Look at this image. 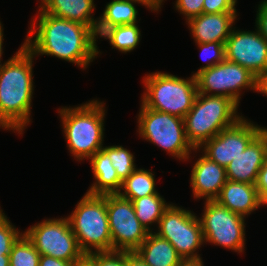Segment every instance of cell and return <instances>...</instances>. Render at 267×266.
Instances as JSON below:
<instances>
[{"mask_svg":"<svg viewBox=\"0 0 267 266\" xmlns=\"http://www.w3.org/2000/svg\"><path fill=\"white\" fill-rule=\"evenodd\" d=\"M155 173L145 168H136L123 182L121 197L133 201L151 194H158Z\"/></svg>","mask_w":267,"mask_h":266,"instance_id":"obj_23","label":"cell"},{"mask_svg":"<svg viewBox=\"0 0 267 266\" xmlns=\"http://www.w3.org/2000/svg\"><path fill=\"white\" fill-rule=\"evenodd\" d=\"M35 15L23 42L35 58L53 56L85 70L102 53L89 26L43 13L39 8Z\"/></svg>","mask_w":267,"mask_h":266,"instance_id":"obj_1","label":"cell"},{"mask_svg":"<svg viewBox=\"0 0 267 266\" xmlns=\"http://www.w3.org/2000/svg\"><path fill=\"white\" fill-rule=\"evenodd\" d=\"M237 0H204L203 13L237 12Z\"/></svg>","mask_w":267,"mask_h":266,"instance_id":"obj_32","label":"cell"},{"mask_svg":"<svg viewBox=\"0 0 267 266\" xmlns=\"http://www.w3.org/2000/svg\"><path fill=\"white\" fill-rule=\"evenodd\" d=\"M141 2L146 9L151 10V12H158L161 11V7L165 2L164 0H136Z\"/></svg>","mask_w":267,"mask_h":266,"instance_id":"obj_36","label":"cell"},{"mask_svg":"<svg viewBox=\"0 0 267 266\" xmlns=\"http://www.w3.org/2000/svg\"><path fill=\"white\" fill-rule=\"evenodd\" d=\"M103 149L108 153L111 164L122 181L137 168L134 154L122 145L105 146Z\"/></svg>","mask_w":267,"mask_h":266,"instance_id":"obj_27","label":"cell"},{"mask_svg":"<svg viewBox=\"0 0 267 266\" xmlns=\"http://www.w3.org/2000/svg\"><path fill=\"white\" fill-rule=\"evenodd\" d=\"M232 29L225 41V59L243 66L257 78L267 69V40L255 28Z\"/></svg>","mask_w":267,"mask_h":266,"instance_id":"obj_14","label":"cell"},{"mask_svg":"<svg viewBox=\"0 0 267 266\" xmlns=\"http://www.w3.org/2000/svg\"><path fill=\"white\" fill-rule=\"evenodd\" d=\"M237 12L202 13L185 22L195 43H225L237 20Z\"/></svg>","mask_w":267,"mask_h":266,"instance_id":"obj_17","label":"cell"},{"mask_svg":"<svg viewBox=\"0 0 267 266\" xmlns=\"http://www.w3.org/2000/svg\"><path fill=\"white\" fill-rule=\"evenodd\" d=\"M204 0H176L175 9L184 16L186 22L203 13Z\"/></svg>","mask_w":267,"mask_h":266,"instance_id":"obj_31","label":"cell"},{"mask_svg":"<svg viewBox=\"0 0 267 266\" xmlns=\"http://www.w3.org/2000/svg\"><path fill=\"white\" fill-rule=\"evenodd\" d=\"M41 255L75 262L84 253L80 250L68 218H45L23 231Z\"/></svg>","mask_w":267,"mask_h":266,"instance_id":"obj_10","label":"cell"},{"mask_svg":"<svg viewBox=\"0 0 267 266\" xmlns=\"http://www.w3.org/2000/svg\"><path fill=\"white\" fill-rule=\"evenodd\" d=\"M66 217L84 254L113 250L106 195L85 193Z\"/></svg>","mask_w":267,"mask_h":266,"instance_id":"obj_6","label":"cell"},{"mask_svg":"<svg viewBox=\"0 0 267 266\" xmlns=\"http://www.w3.org/2000/svg\"><path fill=\"white\" fill-rule=\"evenodd\" d=\"M74 262L61 260L48 255H41L39 266H73Z\"/></svg>","mask_w":267,"mask_h":266,"instance_id":"obj_35","label":"cell"},{"mask_svg":"<svg viewBox=\"0 0 267 266\" xmlns=\"http://www.w3.org/2000/svg\"><path fill=\"white\" fill-rule=\"evenodd\" d=\"M113 250L134 252L150 233L138 220L133 202L119 194L106 195Z\"/></svg>","mask_w":267,"mask_h":266,"instance_id":"obj_12","label":"cell"},{"mask_svg":"<svg viewBox=\"0 0 267 266\" xmlns=\"http://www.w3.org/2000/svg\"><path fill=\"white\" fill-rule=\"evenodd\" d=\"M0 266H9V255H0Z\"/></svg>","mask_w":267,"mask_h":266,"instance_id":"obj_42","label":"cell"},{"mask_svg":"<svg viewBox=\"0 0 267 266\" xmlns=\"http://www.w3.org/2000/svg\"><path fill=\"white\" fill-rule=\"evenodd\" d=\"M215 201L245 218L264 206L255 184L241 183L228 179Z\"/></svg>","mask_w":267,"mask_h":266,"instance_id":"obj_18","label":"cell"},{"mask_svg":"<svg viewBox=\"0 0 267 266\" xmlns=\"http://www.w3.org/2000/svg\"><path fill=\"white\" fill-rule=\"evenodd\" d=\"M142 81L145 90L140 102L144 107L183 119L198 94L194 75L184 78L157 71L145 75Z\"/></svg>","mask_w":267,"mask_h":266,"instance_id":"obj_5","label":"cell"},{"mask_svg":"<svg viewBox=\"0 0 267 266\" xmlns=\"http://www.w3.org/2000/svg\"><path fill=\"white\" fill-rule=\"evenodd\" d=\"M135 252L149 266H179L184 261L174 246L155 232H150Z\"/></svg>","mask_w":267,"mask_h":266,"instance_id":"obj_21","label":"cell"},{"mask_svg":"<svg viewBox=\"0 0 267 266\" xmlns=\"http://www.w3.org/2000/svg\"><path fill=\"white\" fill-rule=\"evenodd\" d=\"M168 240L184 261L200 260V247L204 245L202 227L198 215L182 206L171 203L163 212L155 231Z\"/></svg>","mask_w":267,"mask_h":266,"instance_id":"obj_8","label":"cell"},{"mask_svg":"<svg viewBox=\"0 0 267 266\" xmlns=\"http://www.w3.org/2000/svg\"><path fill=\"white\" fill-rule=\"evenodd\" d=\"M105 105L104 101L93 99L78 106L58 108L68 150L78 162L89 160L104 147Z\"/></svg>","mask_w":267,"mask_h":266,"instance_id":"obj_3","label":"cell"},{"mask_svg":"<svg viewBox=\"0 0 267 266\" xmlns=\"http://www.w3.org/2000/svg\"><path fill=\"white\" fill-rule=\"evenodd\" d=\"M239 106L230 98L198 93L192 108L184 117L188 142L198 149L223 129L235 124L243 116Z\"/></svg>","mask_w":267,"mask_h":266,"instance_id":"obj_4","label":"cell"},{"mask_svg":"<svg viewBox=\"0 0 267 266\" xmlns=\"http://www.w3.org/2000/svg\"><path fill=\"white\" fill-rule=\"evenodd\" d=\"M256 13L255 27L267 40V0L260 1Z\"/></svg>","mask_w":267,"mask_h":266,"instance_id":"obj_33","label":"cell"},{"mask_svg":"<svg viewBox=\"0 0 267 266\" xmlns=\"http://www.w3.org/2000/svg\"><path fill=\"white\" fill-rule=\"evenodd\" d=\"M264 128L243 116L235 124L204 142L198 150H202L200 153L208 159L226 167Z\"/></svg>","mask_w":267,"mask_h":266,"instance_id":"obj_13","label":"cell"},{"mask_svg":"<svg viewBox=\"0 0 267 266\" xmlns=\"http://www.w3.org/2000/svg\"><path fill=\"white\" fill-rule=\"evenodd\" d=\"M41 254L23 233L13 244L9 254V266H39Z\"/></svg>","mask_w":267,"mask_h":266,"instance_id":"obj_26","label":"cell"},{"mask_svg":"<svg viewBox=\"0 0 267 266\" xmlns=\"http://www.w3.org/2000/svg\"><path fill=\"white\" fill-rule=\"evenodd\" d=\"M96 266H127V251H102L88 254Z\"/></svg>","mask_w":267,"mask_h":266,"instance_id":"obj_30","label":"cell"},{"mask_svg":"<svg viewBox=\"0 0 267 266\" xmlns=\"http://www.w3.org/2000/svg\"><path fill=\"white\" fill-rule=\"evenodd\" d=\"M202 211L199 220L204 244L212 243L238 254L244 253L246 218L230 211L215 200H206Z\"/></svg>","mask_w":267,"mask_h":266,"instance_id":"obj_9","label":"cell"},{"mask_svg":"<svg viewBox=\"0 0 267 266\" xmlns=\"http://www.w3.org/2000/svg\"><path fill=\"white\" fill-rule=\"evenodd\" d=\"M136 0H112L105 5L103 13L98 17L95 35L98 37L108 28L139 23Z\"/></svg>","mask_w":267,"mask_h":266,"instance_id":"obj_22","label":"cell"},{"mask_svg":"<svg viewBox=\"0 0 267 266\" xmlns=\"http://www.w3.org/2000/svg\"><path fill=\"white\" fill-rule=\"evenodd\" d=\"M257 93L267 97V69L257 78Z\"/></svg>","mask_w":267,"mask_h":266,"instance_id":"obj_38","label":"cell"},{"mask_svg":"<svg viewBox=\"0 0 267 266\" xmlns=\"http://www.w3.org/2000/svg\"><path fill=\"white\" fill-rule=\"evenodd\" d=\"M263 205L267 206V159L261 167L255 184Z\"/></svg>","mask_w":267,"mask_h":266,"instance_id":"obj_34","label":"cell"},{"mask_svg":"<svg viewBox=\"0 0 267 266\" xmlns=\"http://www.w3.org/2000/svg\"><path fill=\"white\" fill-rule=\"evenodd\" d=\"M267 159V127H265L226 167L228 180L256 184L258 173Z\"/></svg>","mask_w":267,"mask_h":266,"instance_id":"obj_15","label":"cell"},{"mask_svg":"<svg viewBox=\"0 0 267 266\" xmlns=\"http://www.w3.org/2000/svg\"><path fill=\"white\" fill-rule=\"evenodd\" d=\"M127 266H149L142 258L134 251H127Z\"/></svg>","mask_w":267,"mask_h":266,"instance_id":"obj_37","label":"cell"},{"mask_svg":"<svg viewBox=\"0 0 267 266\" xmlns=\"http://www.w3.org/2000/svg\"><path fill=\"white\" fill-rule=\"evenodd\" d=\"M94 182L87 190L90 195L118 194L122 187V180L118 177L111 164L108 153L102 148L90 159Z\"/></svg>","mask_w":267,"mask_h":266,"instance_id":"obj_20","label":"cell"},{"mask_svg":"<svg viewBox=\"0 0 267 266\" xmlns=\"http://www.w3.org/2000/svg\"><path fill=\"white\" fill-rule=\"evenodd\" d=\"M73 266H96V263L88 254H84L74 262Z\"/></svg>","mask_w":267,"mask_h":266,"instance_id":"obj_39","label":"cell"},{"mask_svg":"<svg viewBox=\"0 0 267 266\" xmlns=\"http://www.w3.org/2000/svg\"><path fill=\"white\" fill-rule=\"evenodd\" d=\"M203 57L206 65L200 67L195 73L192 72V75H196L198 72L211 68L218 63H221L225 60V43L221 42H207V43H195Z\"/></svg>","mask_w":267,"mask_h":266,"instance_id":"obj_29","label":"cell"},{"mask_svg":"<svg viewBox=\"0 0 267 266\" xmlns=\"http://www.w3.org/2000/svg\"><path fill=\"white\" fill-rule=\"evenodd\" d=\"M179 266H204V262H203V259L186 260V261H183Z\"/></svg>","mask_w":267,"mask_h":266,"instance_id":"obj_41","label":"cell"},{"mask_svg":"<svg viewBox=\"0 0 267 266\" xmlns=\"http://www.w3.org/2000/svg\"><path fill=\"white\" fill-rule=\"evenodd\" d=\"M191 170L190 185L195 200H215L227 181L225 167L199 155Z\"/></svg>","mask_w":267,"mask_h":266,"instance_id":"obj_16","label":"cell"},{"mask_svg":"<svg viewBox=\"0 0 267 266\" xmlns=\"http://www.w3.org/2000/svg\"><path fill=\"white\" fill-rule=\"evenodd\" d=\"M4 27H3V25H2V22L0 21V69L4 66V64L6 63V61L4 62V63H2L1 61L3 60L2 59V55H3V53H4V49H3V40H4V29H3Z\"/></svg>","mask_w":267,"mask_h":266,"instance_id":"obj_40","label":"cell"},{"mask_svg":"<svg viewBox=\"0 0 267 266\" xmlns=\"http://www.w3.org/2000/svg\"><path fill=\"white\" fill-rule=\"evenodd\" d=\"M137 123L136 131L142 139L161 147L179 161H188L192 158L190 154L200 152L188 142L183 118L140 104Z\"/></svg>","mask_w":267,"mask_h":266,"instance_id":"obj_7","label":"cell"},{"mask_svg":"<svg viewBox=\"0 0 267 266\" xmlns=\"http://www.w3.org/2000/svg\"><path fill=\"white\" fill-rule=\"evenodd\" d=\"M38 8L46 14L89 26L94 32L98 18L95 19L94 0H39Z\"/></svg>","mask_w":267,"mask_h":266,"instance_id":"obj_19","label":"cell"},{"mask_svg":"<svg viewBox=\"0 0 267 266\" xmlns=\"http://www.w3.org/2000/svg\"><path fill=\"white\" fill-rule=\"evenodd\" d=\"M198 93L226 96L238 106L242 89L257 92V77L243 66L225 59L195 75Z\"/></svg>","mask_w":267,"mask_h":266,"instance_id":"obj_11","label":"cell"},{"mask_svg":"<svg viewBox=\"0 0 267 266\" xmlns=\"http://www.w3.org/2000/svg\"><path fill=\"white\" fill-rule=\"evenodd\" d=\"M22 234L0 207V255H9L13 244Z\"/></svg>","mask_w":267,"mask_h":266,"instance_id":"obj_28","label":"cell"},{"mask_svg":"<svg viewBox=\"0 0 267 266\" xmlns=\"http://www.w3.org/2000/svg\"><path fill=\"white\" fill-rule=\"evenodd\" d=\"M132 202L136 217L149 232L156 230V228L153 230L152 225L155 223L154 225L158 227L164 210L170 205L160 193L134 199Z\"/></svg>","mask_w":267,"mask_h":266,"instance_id":"obj_24","label":"cell"},{"mask_svg":"<svg viewBox=\"0 0 267 266\" xmlns=\"http://www.w3.org/2000/svg\"><path fill=\"white\" fill-rule=\"evenodd\" d=\"M34 59L22 44L0 69V129L23 135L31 124Z\"/></svg>","mask_w":267,"mask_h":266,"instance_id":"obj_2","label":"cell"},{"mask_svg":"<svg viewBox=\"0 0 267 266\" xmlns=\"http://www.w3.org/2000/svg\"><path fill=\"white\" fill-rule=\"evenodd\" d=\"M141 36L139 25L135 23L108 28L98 38L108 40L112 49L126 54L137 48L142 38Z\"/></svg>","mask_w":267,"mask_h":266,"instance_id":"obj_25","label":"cell"}]
</instances>
